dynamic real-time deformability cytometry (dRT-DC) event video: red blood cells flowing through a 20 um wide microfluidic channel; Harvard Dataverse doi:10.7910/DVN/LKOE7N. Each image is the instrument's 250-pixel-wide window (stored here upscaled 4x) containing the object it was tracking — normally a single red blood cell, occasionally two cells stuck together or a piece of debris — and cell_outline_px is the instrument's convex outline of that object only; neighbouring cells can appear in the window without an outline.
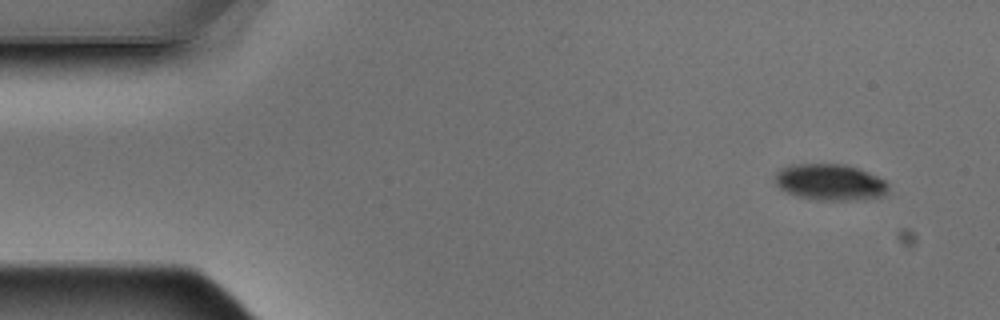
{"species": "Egyptian fruit bat (a non-hibernating species)", "species_latin": "Rousettus aegyptiacus", "temperature_condition": "warm", "stored_images_in_passage": 5, "camera_frame_rate_fps": 3000, "um_per_image_px": 0.085, "animal": {"sex": "male"}, "frame": {"image": 1, "passage_image": 1, "time_ms": 0.0, "image_size_px": [1000, 320], "cell_outline_px": [[888, 192], [884, 196], [864, 200], [816, 200], [796, 196], [780, 188], [776, 184], [776, 172], [780, 168], [792, 164], [848, 164], [868, 172], [884, 180], [888, 184]], "centroid_in_image_um": [70.58, 15.49], "position_along_channel_um": 14.4, "area_um2": 24.22}}
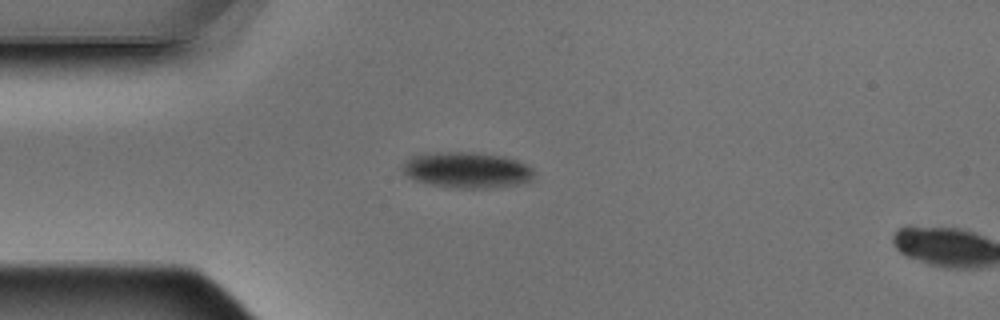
{"frame": {"image": 2, "passage_image": 4, "time_ms": 1.0, "image_size_px": [1000, 320], "cell_outline_px": [[532, 176], [528, 180], [516, 184], [484, 188], [460, 188], [432, 184], [416, 180], [408, 176], [404, 172], [404, 160], [412, 156], [436, 152], [476, 152], [504, 156], [516, 160], [532, 168]], "centroid_in_image_um": [39.66, 14.43], "position_along_channel_um": 45.3, "area_um2": 26.93}}